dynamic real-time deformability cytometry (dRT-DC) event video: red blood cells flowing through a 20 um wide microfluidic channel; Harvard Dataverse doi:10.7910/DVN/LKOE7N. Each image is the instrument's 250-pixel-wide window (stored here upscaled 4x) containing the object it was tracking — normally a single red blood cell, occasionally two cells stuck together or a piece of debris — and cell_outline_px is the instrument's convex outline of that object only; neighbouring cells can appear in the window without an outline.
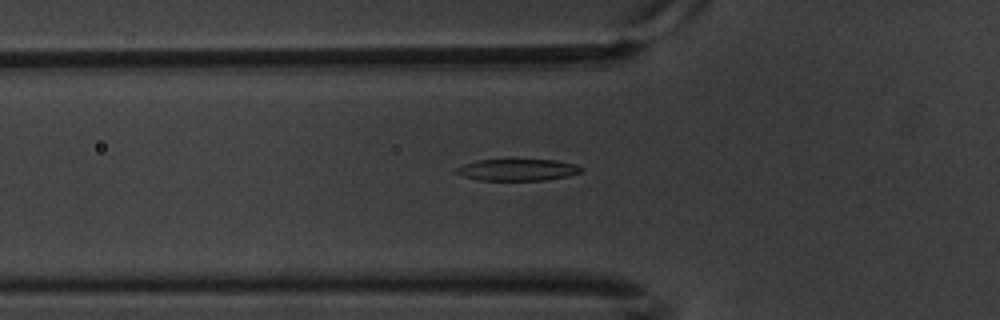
{"species": "common noctule bat (a hibernating species)", "species_latin": "Nyctalus noctula", "temperature_condition": "warm", "stored_images_in_passage": 60, "camera_frame_rate_fps": 3000, "um_per_image_px": 0.085, "animal": {"sex": "male", "body_mass_g": 20.1, "forearm_length_mm": 53.5}, "frame": {"image": 1, "passage_image": 21, "time_ms": 6.667, "image_size_px": [1000, 320], "cell_outline_px": [[584, 168], [580, 172], [568, 176], [544, 180], [480, 180], [464, 176], [452, 172], [456, 168], [464, 164], [476, 160], [556, 160], [576, 164]], "centroid_in_image_um": [43.98, 14.43], "position_along_channel_um": 81.8, "area_um2": 15.72}}
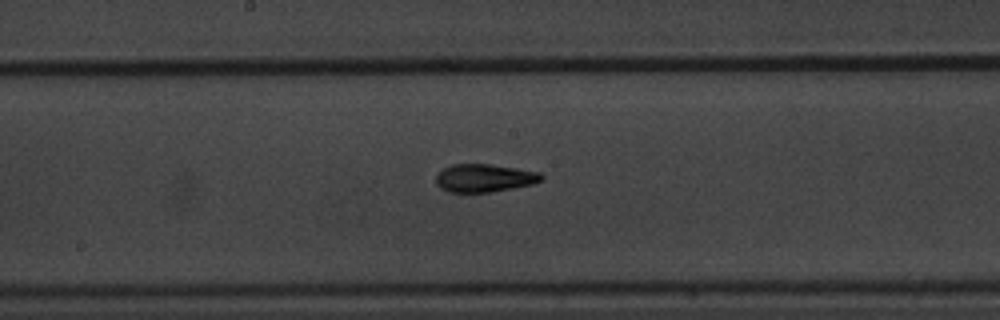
{"frame": {"image": 2, "passage_image": 32, "time_ms": 10.333, "image_size_px": [1000, 320], "cell_outline_px": [[544, 180], [532, 184], [492, 192], [448, 192], [440, 188], [436, 184], [436, 176], [444, 168], [452, 164], [492, 164], [540, 172], [544, 176]], "centroid_in_image_um": [41.19, 15.13], "position_along_channel_um": 207.0, "area_um2": 17.28}}
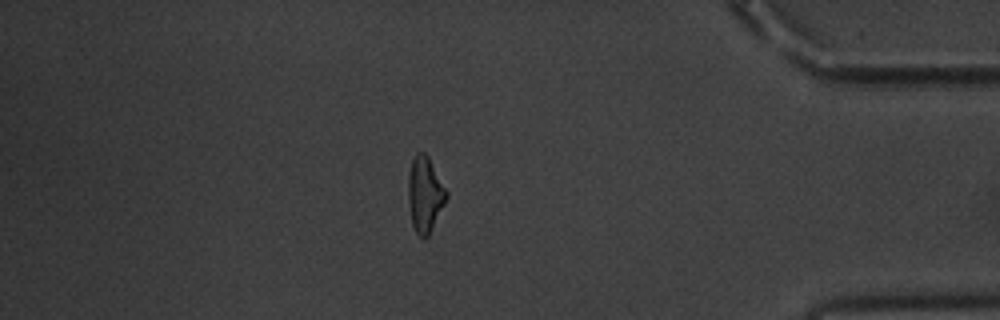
{"frame": {"image": 3, "passage_image": 52, "time_ms": 17.0, "image_size_px": [1000, 320], "cell_outline_px": [[448, 196], [428, 236], [424, 240], [416, 232], [412, 224], [408, 200], [408, 176], [412, 160], [416, 152], [424, 152], [428, 156], [448, 192]], "centroid_in_image_um": [36.11, 16.51], "position_along_channel_um": 399.1, "area_um2": 16.7}, "authors_computed_cell_mechanics": {"area_um2": 16.6753, "velocity_mm_per_s": 3.3789, "shape_relaxation_time_tau1_ms": 4.2438, "shape_relaxation_time_tau2_ms": 2.98, "deformation_change_tau1": 0.1925, "deformation_change_tau2": 0.1087}}